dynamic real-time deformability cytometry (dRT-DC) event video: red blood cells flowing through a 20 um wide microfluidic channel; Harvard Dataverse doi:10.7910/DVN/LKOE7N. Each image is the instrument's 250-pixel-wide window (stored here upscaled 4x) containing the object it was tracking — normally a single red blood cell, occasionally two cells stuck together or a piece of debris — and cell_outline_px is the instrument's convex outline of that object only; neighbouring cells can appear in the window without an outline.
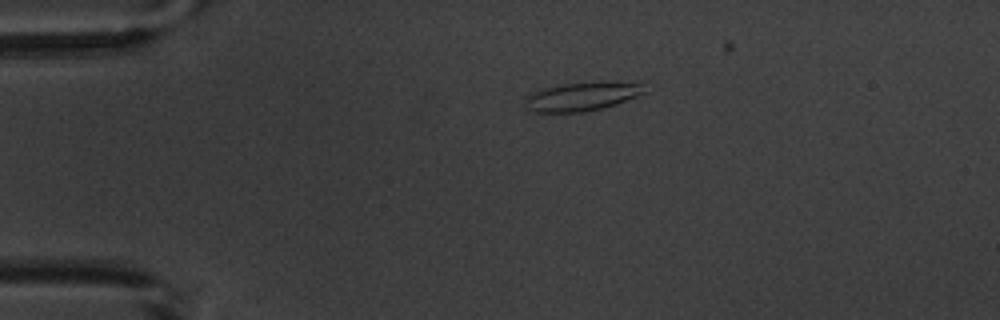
{"species": "common noctule bat (a hibernating species)", "species_latin": "Nyctalus noctula", "temperature_condition": "warm", "stored_images_in_passage": 5, "segment_of_instrument_passage": [2, 2], "camera_frame_rate_fps": 3000, "um_per_image_px": 0.085, "animal": {"sex": "male", "body_mass_g": 20.1, "forearm_length_mm": 53.5}, "frame": {"image": 1, "passage_image": 5, "time_ms": 6.0, "image_size_px": [1000, 320], "cell_outline_px": [[648, 92], [616, 104], [600, 108], [580, 112], [532, 112], [524, 108], [524, 100], [528, 96], [544, 88], [564, 84], [592, 80], [644, 84]], "centroid_in_image_um": [49.49, 8.18], "position_along_channel_um": 35.5, "area_um2": 20.17}}